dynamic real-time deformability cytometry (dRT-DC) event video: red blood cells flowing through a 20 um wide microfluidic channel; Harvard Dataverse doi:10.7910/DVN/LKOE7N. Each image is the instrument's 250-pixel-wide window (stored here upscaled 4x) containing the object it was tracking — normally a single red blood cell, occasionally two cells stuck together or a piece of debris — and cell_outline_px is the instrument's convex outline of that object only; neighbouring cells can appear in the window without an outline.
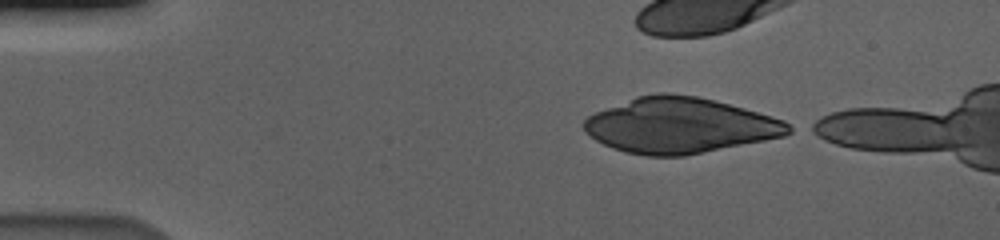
{"species": "human", "species_latin": "Homo sapiens", "temperature_condition": "cold", "stored_images_in_passage": 9, "camera_frame_rate_fps": 3000, "um_per_image_px": 0.085, "donor": {"sex": "male"}, "frame": {"image": 1, "passage_image": 1, "time_ms": 0.0, "image_size_px": [1000, 240], "cell_outline_px": [[796, 128], [792, 132], [784, 136], [684, 156], [648, 156], [624, 152], [612, 148], [596, 140], [584, 132], [584, 120], [588, 116], [596, 112], [636, 96], [656, 92], [668, 92], [696, 96], [744, 108], [772, 116], [784, 120]], "centroid_in_image_um": [57.78, 10.66], "position_along_channel_um": 27.2, "area_um2": 66.07}}